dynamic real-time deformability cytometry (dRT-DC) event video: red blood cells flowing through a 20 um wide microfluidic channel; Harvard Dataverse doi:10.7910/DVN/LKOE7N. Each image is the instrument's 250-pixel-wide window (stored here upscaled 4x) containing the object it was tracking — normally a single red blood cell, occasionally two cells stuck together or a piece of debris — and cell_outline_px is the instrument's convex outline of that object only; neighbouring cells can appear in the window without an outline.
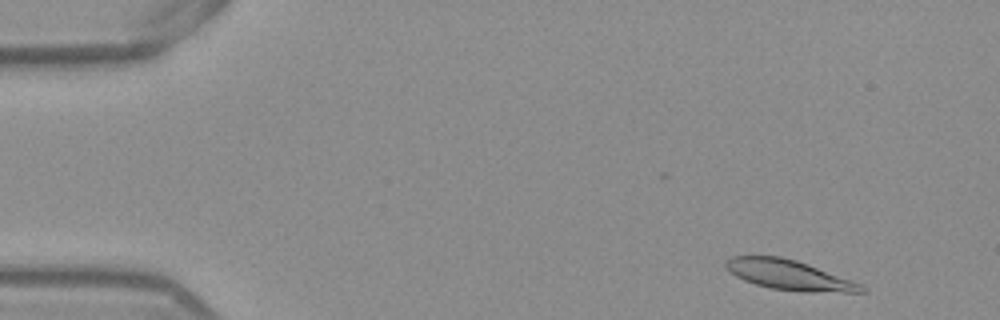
{"species": "Egyptian fruit bat (a non-hibernating species)", "species_latin": "Rousettus aegyptiacus", "temperature_condition": "warm", "stored_images_in_passage": 51, "camera_frame_rate_fps": 3000, "um_per_image_px": 0.085, "frame": {"image": 1, "passage_image": 3, "time_ms": 0.667, "image_size_px": [1000, 320], "cell_outline_px": [[868, 292], [804, 292], [772, 288], [756, 284], [744, 280], [736, 276], [724, 264], [724, 260], [732, 256], [780, 256], [796, 260], [808, 264], [860, 284], [868, 288]], "centroid_in_image_um": [67.08, 23.37], "position_along_channel_um": 17.9, "area_um2": 23.35}}
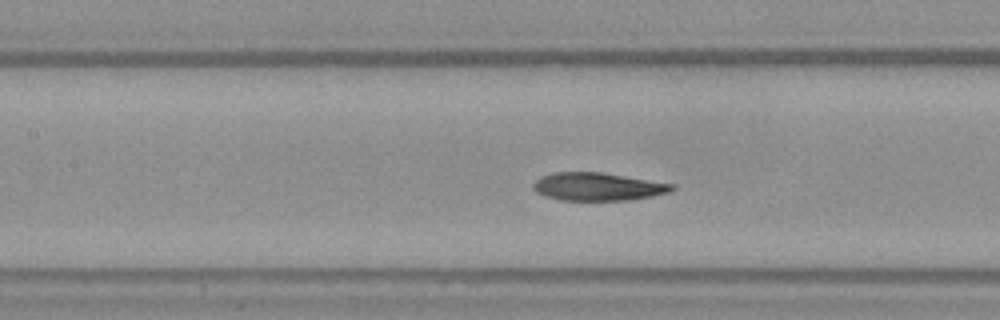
{"frame": {"image": 2, "passage_image": 22, "time_ms": 7.0, "image_size_px": [1000, 320], "cell_outline_px": [[676, 188], [672, 192], [652, 196], [628, 200], [560, 200], [536, 192], [532, 188], [532, 184], [540, 176], [552, 172], [600, 172], [676, 184]], "centroid_in_image_um": [50.83, 15.86], "position_along_channel_um": 156.6, "area_um2": 22.72}}
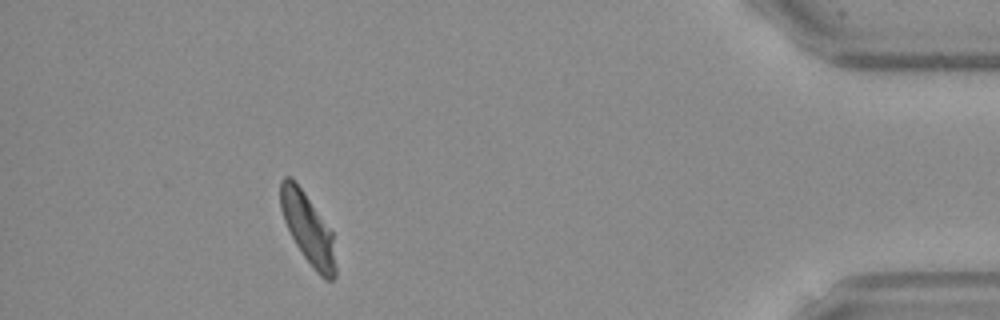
{"frame": {"image": 3, "passage_image": 46, "time_ms": 15.0, "image_size_px": [1000, 320], "cell_outline_px": [[336, 276], [332, 280], [324, 280], [316, 272], [304, 256], [296, 244], [284, 220], [280, 208], [280, 180], [284, 176], [288, 176], [296, 180], [332, 232], [336, 268]], "centroid_in_image_um": [26.16, 19.42], "position_along_channel_um": 409.0, "area_um2": 22.48}, "authors_computed_cell_mechanics": {"area_um2": 23.3512, "velocity_mm_per_s": 3.8411, "shape_relaxation_time_tau1_ms": 9.9461, "shape_relaxation_time_tau2_ms": 5.6567, "deformation_change_tau1": 0.2476, "deformation_change_tau2": 0.1031}}